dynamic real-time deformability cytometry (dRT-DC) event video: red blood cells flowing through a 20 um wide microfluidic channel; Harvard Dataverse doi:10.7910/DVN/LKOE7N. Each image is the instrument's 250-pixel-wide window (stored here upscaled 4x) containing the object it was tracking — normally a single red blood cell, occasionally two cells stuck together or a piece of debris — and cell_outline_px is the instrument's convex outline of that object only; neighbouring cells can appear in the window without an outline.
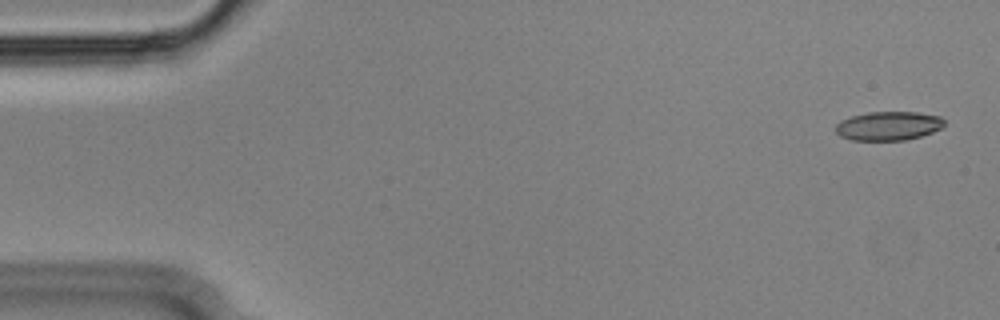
{"species": "Egyptian fruit bat (a non-hibernating species)", "species_latin": "Rousettus aegyptiacus", "temperature_condition": "cold", "stored_images_in_passage": 56, "segment_of_instrument_passage": [1, 2], "camera_frame_rate_fps": 3000, "um_per_image_px": 0.085, "animal": {"sex": "male"}, "frame": {"image": 1, "passage_image": 2, "time_ms": 0.333, "image_size_px": [1000, 320], "cell_outline_px": [[944, 124], [940, 128], [932, 132], [920, 136], [904, 140], [852, 140], [840, 136], [836, 132], [836, 124], [840, 120], [852, 116], [868, 112], [916, 112], [940, 116], [944, 120]], "centroid_in_image_um": [75.49, 10.7], "position_along_channel_um": 9.5, "area_um2": 18.21}}
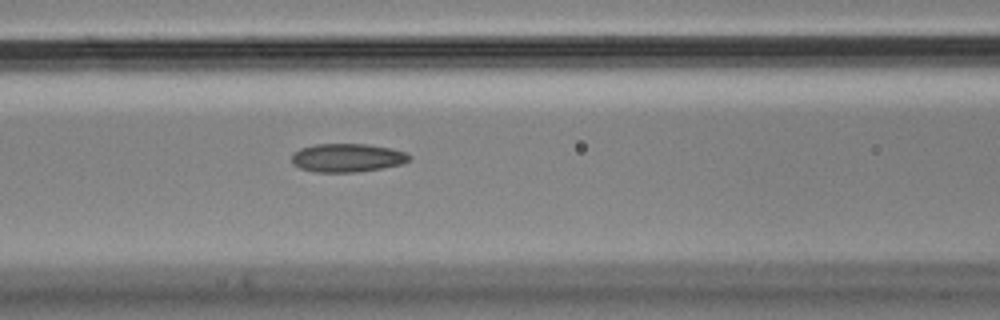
{"frame": {"image": 2, "passage_image": 23, "time_ms": 7.333, "image_size_px": [1000, 320], "cell_outline_px": [[412, 160], [400, 164], [380, 168], [352, 172], [316, 172], [300, 168], [292, 164], [292, 152], [300, 148], [316, 144], [368, 144], [392, 148], [408, 152], [412, 156]], "centroid_in_image_um": [29.53, 13.4], "position_along_channel_um": 137.1, "area_um2": 19.65}}
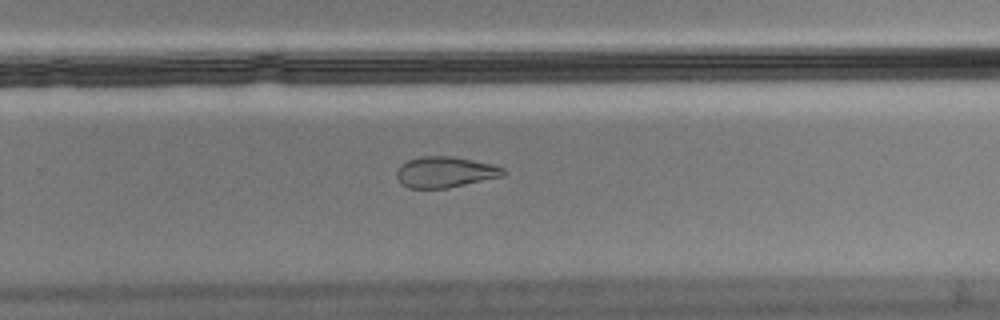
{"frame": {"image": 3, "passage_image": 36, "time_ms": 11.667, "image_size_px": [1000, 320], "cell_outline_px": [[504, 176], [448, 188], [408, 188], [400, 184], [396, 176], [396, 172], [400, 164], [408, 160], [420, 156], [452, 156], [492, 164], [504, 168]], "centroid_in_image_um": [37.8, 14.63], "position_along_channel_um": 292.0, "area_um2": 19.31}}